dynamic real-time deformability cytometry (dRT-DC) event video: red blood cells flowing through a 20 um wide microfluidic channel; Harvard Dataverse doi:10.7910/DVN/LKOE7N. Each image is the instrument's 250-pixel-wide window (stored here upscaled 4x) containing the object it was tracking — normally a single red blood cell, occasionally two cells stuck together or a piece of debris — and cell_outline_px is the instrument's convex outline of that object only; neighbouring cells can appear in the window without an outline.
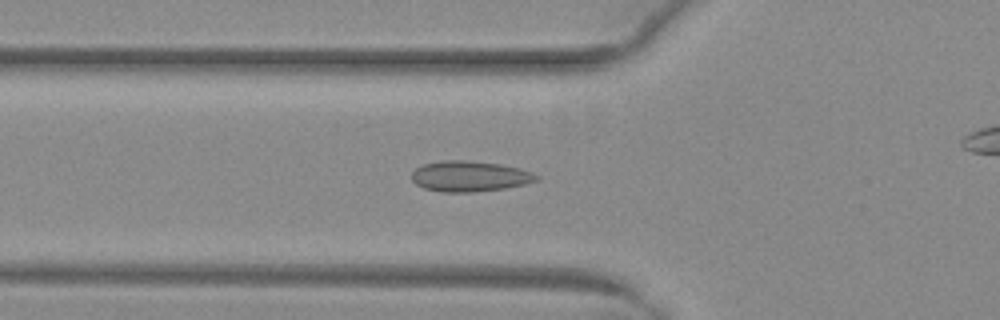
{"species": "common noctule bat (a hibernating species)", "species_latin": "Nyctalus noctula", "temperature_condition": "warm", "stored_images_in_passage": 39, "camera_frame_rate_fps": 3000, "um_per_image_px": 0.085, "animal": {"sex": "female", "body_mass_g": 29.2, "forearm_length_mm": 56.3}, "frame": {"image": 1, "passage_image": 9, "time_ms": 2.667, "image_size_px": [1000, 320], "cell_outline_px": [[540, 180], [524, 184], [504, 188], [476, 192], [440, 192], [424, 188], [416, 184], [412, 180], [412, 172], [416, 168], [424, 164], [444, 160], [464, 160], [500, 164], [520, 168], [532, 172], [540, 176]], "centroid_in_image_um": [39.94, 14.99], "position_along_channel_um": 85.9, "area_um2": 22.31}}
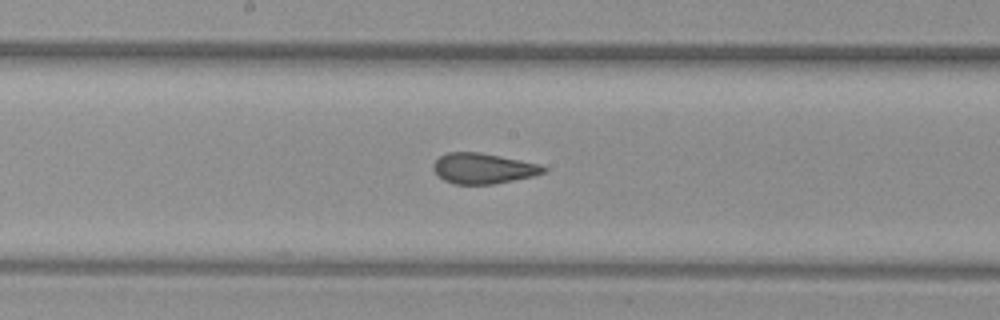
{"frame": {"image": 2, "passage_image": 18, "time_ms": 5.667, "image_size_px": [1000, 320], "cell_outline_px": [[548, 168], [544, 172], [532, 176], [492, 184], [452, 184], [444, 180], [432, 168], [432, 164], [440, 156], [448, 152], [480, 152], [540, 164]], "centroid_in_image_um": [41.05, 14.31], "position_along_channel_um": 207.2, "area_um2": 19.42}}
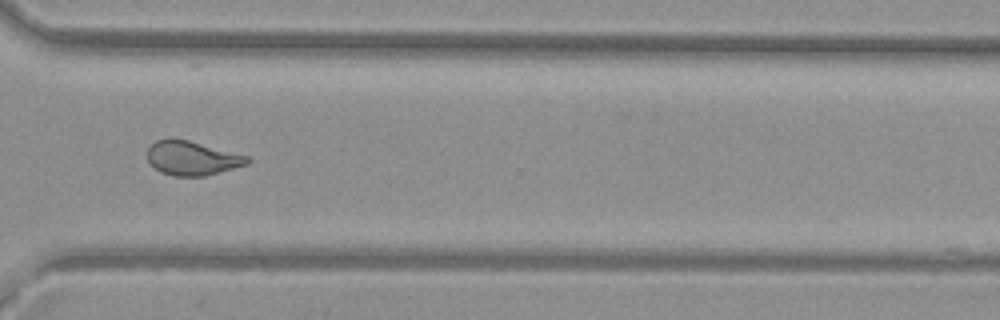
{"frame": {"image": 3, "passage_image": 29, "time_ms": 9.333, "image_size_px": [1000, 320], "cell_outline_px": [[252, 160], [248, 164], [204, 176], [172, 176], [160, 172], [148, 164], [148, 148], [156, 140], [188, 140], [248, 156]], "centroid_in_image_um": [16.32, 13.47], "position_along_channel_um": 354.3, "area_um2": 19.65}, "authors_computed_cell_mechanics": {"area_um2": 19.9988, "velocity_mm_per_s": 4.0171, "shape_relaxation_time_tau1_ms": null, "shape_relaxation_time_tau2_ms": 0.8788, "deformation_change_tau1": null, "deformation_change_tau2": 0.0474}}